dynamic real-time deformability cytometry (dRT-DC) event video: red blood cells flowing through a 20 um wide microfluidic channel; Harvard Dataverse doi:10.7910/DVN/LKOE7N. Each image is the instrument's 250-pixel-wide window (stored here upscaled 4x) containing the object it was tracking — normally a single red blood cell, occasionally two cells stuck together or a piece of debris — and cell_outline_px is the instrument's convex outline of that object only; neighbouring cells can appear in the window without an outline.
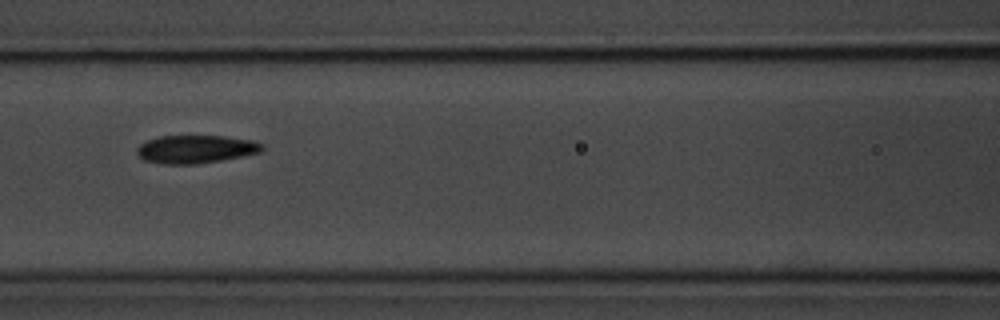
{"species": "common noctule bat (a hibernating species)", "species_latin": "Nyctalus noctula", "temperature_condition": "room temperature", "stored_images_in_passage": 7, "camera_frame_rate_fps": 3000, "um_per_image_px": 0.085, "animal": {"sex": "male", "body_mass_g": 20.1, "forearm_length_mm": 53.5}, "frame": {"image": 1, "passage_image": 6, "time_ms": 5.667, "image_size_px": [1000, 320], "cell_outline_px": [[264, 148], [260, 152], [220, 160], [196, 164], [164, 164], [144, 160], [136, 152], [136, 148], [140, 144], [148, 140], [160, 136], [224, 136], [252, 140], [264, 144]], "centroid_in_image_um": [16.63, 12.67], "position_along_channel_um": 150.0, "area_um2": 20.35}}
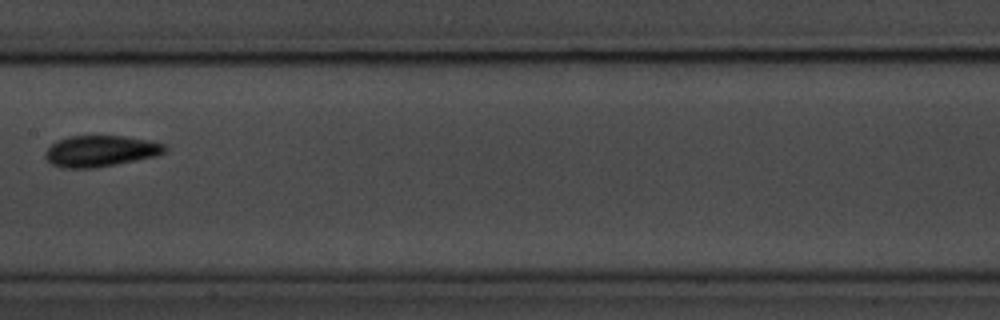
{"frame": {"image": 2, "passage_image": 7, "time_ms": 7.0, "image_size_px": [1000, 320], "cell_outline_px": [[168, 148], [164, 152], [156, 156], [116, 164], [92, 168], [64, 168], [52, 164], [44, 156], [48, 148], [56, 140], [68, 136], [124, 136], [148, 140], [164, 144]], "centroid_in_image_um": [8.54, 12.83], "position_along_channel_um": 198.9, "area_um2": 21.62}}